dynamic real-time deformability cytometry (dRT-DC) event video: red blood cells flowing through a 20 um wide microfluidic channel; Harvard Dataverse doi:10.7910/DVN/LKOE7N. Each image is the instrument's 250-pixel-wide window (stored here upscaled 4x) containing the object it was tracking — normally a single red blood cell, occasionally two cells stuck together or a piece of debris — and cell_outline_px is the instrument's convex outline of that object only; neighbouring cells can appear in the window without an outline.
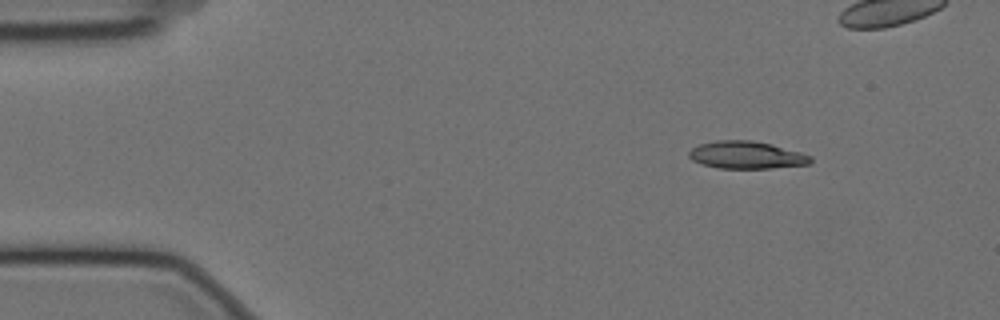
{"species": "Egyptian fruit bat (a non-hibernating species)", "species_latin": "Rousettus aegyptiacus", "temperature_condition": "cold", "stored_images_in_passage": 52, "camera_frame_rate_fps": 3000, "um_per_image_px": 0.085, "animal": {"sex": "female"}, "frame": {"image": 1, "passage_image": 1, "time_ms": 0.0, "image_size_px": [1000, 320], "cell_outline_px": [[812, 160], [808, 164], [772, 168], [720, 168], [704, 164], [692, 160], [688, 156], [688, 152], [692, 148], [700, 144], [716, 140], [752, 140], [772, 144], [800, 152], [812, 156]], "centroid_in_image_um": [63.45, 13.17], "position_along_channel_um": 21.6, "area_um2": 19.36}}
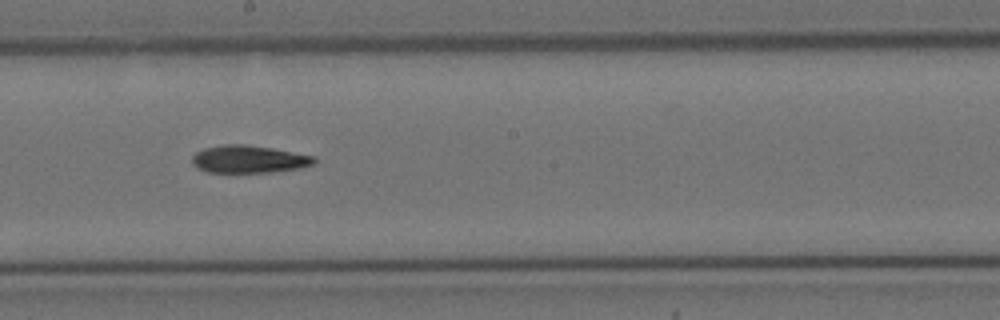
{"frame": {"image": 2, "passage_image": 25, "time_ms": 8.0, "image_size_px": [1000, 320], "cell_outline_px": [[316, 160], [312, 164], [300, 168], [272, 172], [208, 172], [196, 168], [192, 164], [192, 156], [196, 152], [204, 148], [224, 144], [244, 144], [272, 148], [316, 156]], "centroid_in_image_um": [21.13, 13.53], "position_along_channel_um": 227.1, "area_um2": 19.65}}
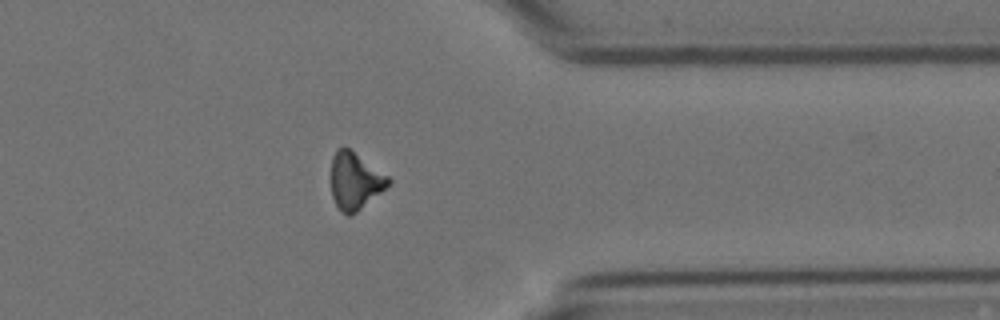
{"frame": {"image": 3, "passage_image": 39, "time_ms": 12.667, "image_size_px": [1000, 320], "cell_outline_px": [[392, 180], [380, 192], [356, 212], [348, 216], [336, 204], [332, 196], [332, 156], [336, 148], [348, 148], [388, 176]], "centroid_in_image_um": [30.16, 15.36], "position_along_channel_um": 381.2, "area_um2": 18.32}, "authors_computed_cell_mechanics": {"area_um2": 19.4786, "velocity_mm_per_s": 3.5344, "shape_relaxation_time_tau1_ms": 7.7973, "shape_relaxation_time_tau2_ms": null, "deformation_change_tau1": 0.1899, "deformation_change_tau2": null}}